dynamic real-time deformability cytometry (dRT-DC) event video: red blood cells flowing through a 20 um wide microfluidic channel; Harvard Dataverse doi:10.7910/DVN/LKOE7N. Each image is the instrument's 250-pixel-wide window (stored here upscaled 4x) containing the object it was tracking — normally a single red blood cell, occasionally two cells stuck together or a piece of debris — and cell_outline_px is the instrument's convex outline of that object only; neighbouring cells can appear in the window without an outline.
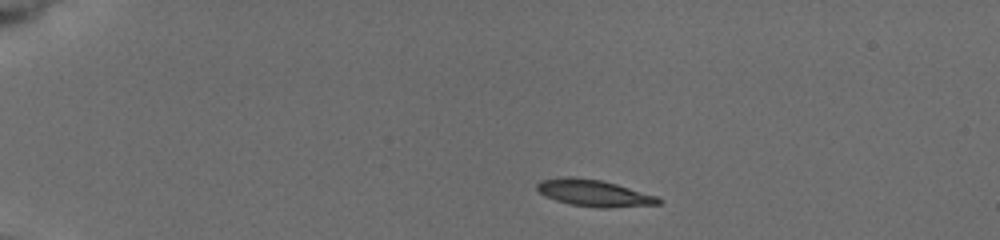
{"species": "common noctule bat (a hibernating species)", "species_latin": "Nyctalus noctula", "temperature_condition": "cold", "stored_images_in_passage": 5, "camera_frame_rate_fps": 3000, "um_per_image_px": 0.085, "animal": {"sex": "female", "body_mass_g": 19.5, "forearm_length_mm": 54.1}, "frame": {"image": 1, "passage_image": 1, "time_ms": 0.0, "image_size_px": [1000, 240], "cell_outline_px": [[664, 200], [660, 204], [608, 208], [596, 208], [568, 204], [544, 196], [536, 188], [536, 184], [540, 180], [564, 176], [576, 176], [600, 180], [616, 184], [656, 196]], "centroid_in_image_um": [50.45, 16.41], "position_along_channel_um": 34.5, "area_um2": 19.07}}
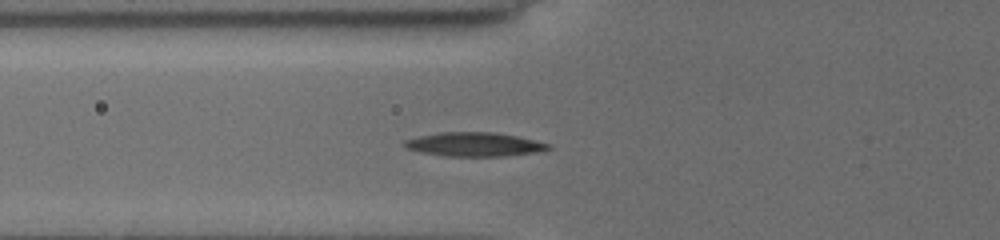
{"frame": {"image": 2, "passage_image": 5, "time_ms": 3.333, "image_size_px": [1000, 240], "cell_outline_px": [[552, 148], [540, 152], [508, 156], [444, 156], [420, 152], [408, 148], [404, 144], [404, 140], [420, 136], [440, 132], [492, 132], [516, 136], [552, 144]], "centroid_in_image_um": [40.38, 12.28], "position_along_channel_um": 85.4, "area_um2": 20.11}}